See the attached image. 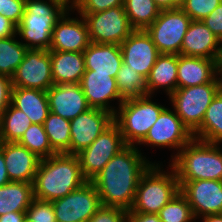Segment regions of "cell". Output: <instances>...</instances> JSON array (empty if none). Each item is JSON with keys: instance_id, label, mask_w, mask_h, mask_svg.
Segmentation results:
<instances>
[{"instance_id": "27", "label": "cell", "mask_w": 222, "mask_h": 222, "mask_svg": "<svg viewBox=\"0 0 222 222\" xmlns=\"http://www.w3.org/2000/svg\"><path fill=\"white\" fill-rule=\"evenodd\" d=\"M33 198V184L10 181L0 187V216L11 212H26Z\"/></svg>"}, {"instance_id": "45", "label": "cell", "mask_w": 222, "mask_h": 222, "mask_svg": "<svg viewBox=\"0 0 222 222\" xmlns=\"http://www.w3.org/2000/svg\"><path fill=\"white\" fill-rule=\"evenodd\" d=\"M26 212H11L0 216V222H26Z\"/></svg>"}, {"instance_id": "5", "label": "cell", "mask_w": 222, "mask_h": 222, "mask_svg": "<svg viewBox=\"0 0 222 222\" xmlns=\"http://www.w3.org/2000/svg\"><path fill=\"white\" fill-rule=\"evenodd\" d=\"M168 166L171 172H165L158 163H152L141 175L134 203L128 213L158 214L180 192L176 173Z\"/></svg>"}, {"instance_id": "26", "label": "cell", "mask_w": 222, "mask_h": 222, "mask_svg": "<svg viewBox=\"0 0 222 222\" xmlns=\"http://www.w3.org/2000/svg\"><path fill=\"white\" fill-rule=\"evenodd\" d=\"M178 55L160 54L146 78L148 95L164 89L170 96L177 89Z\"/></svg>"}, {"instance_id": "36", "label": "cell", "mask_w": 222, "mask_h": 222, "mask_svg": "<svg viewBox=\"0 0 222 222\" xmlns=\"http://www.w3.org/2000/svg\"><path fill=\"white\" fill-rule=\"evenodd\" d=\"M27 222H57L51 201L33 198L26 210Z\"/></svg>"}, {"instance_id": "32", "label": "cell", "mask_w": 222, "mask_h": 222, "mask_svg": "<svg viewBox=\"0 0 222 222\" xmlns=\"http://www.w3.org/2000/svg\"><path fill=\"white\" fill-rule=\"evenodd\" d=\"M123 6L134 29L145 30L161 12L154 0H123Z\"/></svg>"}, {"instance_id": "46", "label": "cell", "mask_w": 222, "mask_h": 222, "mask_svg": "<svg viewBox=\"0 0 222 222\" xmlns=\"http://www.w3.org/2000/svg\"><path fill=\"white\" fill-rule=\"evenodd\" d=\"M10 182L8 178L6 163L3 157V151L1 150V141H0V187L6 185Z\"/></svg>"}, {"instance_id": "13", "label": "cell", "mask_w": 222, "mask_h": 222, "mask_svg": "<svg viewBox=\"0 0 222 222\" xmlns=\"http://www.w3.org/2000/svg\"><path fill=\"white\" fill-rule=\"evenodd\" d=\"M193 138V134L176 115V112L165 108L138 145L168 147L179 152Z\"/></svg>"}, {"instance_id": "14", "label": "cell", "mask_w": 222, "mask_h": 222, "mask_svg": "<svg viewBox=\"0 0 222 222\" xmlns=\"http://www.w3.org/2000/svg\"><path fill=\"white\" fill-rule=\"evenodd\" d=\"M180 192L191 206L195 219L222 214V181H179Z\"/></svg>"}, {"instance_id": "44", "label": "cell", "mask_w": 222, "mask_h": 222, "mask_svg": "<svg viewBox=\"0 0 222 222\" xmlns=\"http://www.w3.org/2000/svg\"><path fill=\"white\" fill-rule=\"evenodd\" d=\"M127 222H161L158 214L128 213Z\"/></svg>"}, {"instance_id": "11", "label": "cell", "mask_w": 222, "mask_h": 222, "mask_svg": "<svg viewBox=\"0 0 222 222\" xmlns=\"http://www.w3.org/2000/svg\"><path fill=\"white\" fill-rule=\"evenodd\" d=\"M52 205L57 222H88L102 206L96 187L90 181L52 201Z\"/></svg>"}, {"instance_id": "51", "label": "cell", "mask_w": 222, "mask_h": 222, "mask_svg": "<svg viewBox=\"0 0 222 222\" xmlns=\"http://www.w3.org/2000/svg\"><path fill=\"white\" fill-rule=\"evenodd\" d=\"M218 62H219V65H222V43H221V55Z\"/></svg>"}, {"instance_id": "50", "label": "cell", "mask_w": 222, "mask_h": 222, "mask_svg": "<svg viewBox=\"0 0 222 222\" xmlns=\"http://www.w3.org/2000/svg\"><path fill=\"white\" fill-rule=\"evenodd\" d=\"M64 1L67 2L70 6H72L75 2V0H64Z\"/></svg>"}, {"instance_id": "29", "label": "cell", "mask_w": 222, "mask_h": 222, "mask_svg": "<svg viewBox=\"0 0 222 222\" xmlns=\"http://www.w3.org/2000/svg\"><path fill=\"white\" fill-rule=\"evenodd\" d=\"M31 124L23 111L10 104L0 117V141L18 142Z\"/></svg>"}, {"instance_id": "48", "label": "cell", "mask_w": 222, "mask_h": 222, "mask_svg": "<svg viewBox=\"0 0 222 222\" xmlns=\"http://www.w3.org/2000/svg\"><path fill=\"white\" fill-rule=\"evenodd\" d=\"M185 0H167V10L181 8Z\"/></svg>"}, {"instance_id": "52", "label": "cell", "mask_w": 222, "mask_h": 222, "mask_svg": "<svg viewBox=\"0 0 222 222\" xmlns=\"http://www.w3.org/2000/svg\"><path fill=\"white\" fill-rule=\"evenodd\" d=\"M220 78H221V89H222V71H220Z\"/></svg>"}, {"instance_id": "38", "label": "cell", "mask_w": 222, "mask_h": 222, "mask_svg": "<svg viewBox=\"0 0 222 222\" xmlns=\"http://www.w3.org/2000/svg\"><path fill=\"white\" fill-rule=\"evenodd\" d=\"M117 6H123V0H75L71 7L78 13H95Z\"/></svg>"}, {"instance_id": "42", "label": "cell", "mask_w": 222, "mask_h": 222, "mask_svg": "<svg viewBox=\"0 0 222 222\" xmlns=\"http://www.w3.org/2000/svg\"><path fill=\"white\" fill-rule=\"evenodd\" d=\"M12 88L11 78L0 74V117L11 104Z\"/></svg>"}, {"instance_id": "49", "label": "cell", "mask_w": 222, "mask_h": 222, "mask_svg": "<svg viewBox=\"0 0 222 222\" xmlns=\"http://www.w3.org/2000/svg\"><path fill=\"white\" fill-rule=\"evenodd\" d=\"M160 10H167V0H154Z\"/></svg>"}, {"instance_id": "39", "label": "cell", "mask_w": 222, "mask_h": 222, "mask_svg": "<svg viewBox=\"0 0 222 222\" xmlns=\"http://www.w3.org/2000/svg\"><path fill=\"white\" fill-rule=\"evenodd\" d=\"M127 216V210L102 205L88 222H127Z\"/></svg>"}, {"instance_id": "40", "label": "cell", "mask_w": 222, "mask_h": 222, "mask_svg": "<svg viewBox=\"0 0 222 222\" xmlns=\"http://www.w3.org/2000/svg\"><path fill=\"white\" fill-rule=\"evenodd\" d=\"M25 2L26 0H0V14L18 26L25 11Z\"/></svg>"}, {"instance_id": "35", "label": "cell", "mask_w": 222, "mask_h": 222, "mask_svg": "<svg viewBox=\"0 0 222 222\" xmlns=\"http://www.w3.org/2000/svg\"><path fill=\"white\" fill-rule=\"evenodd\" d=\"M161 222H196L191 206L179 192L158 213Z\"/></svg>"}, {"instance_id": "31", "label": "cell", "mask_w": 222, "mask_h": 222, "mask_svg": "<svg viewBox=\"0 0 222 222\" xmlns=\"http://www.w3.org/2000/svg\"><path fill=\"white\" fill-rule=\"evenodd\" d=\"M43 126L51 147L57 153L70 154V120L50 112Z\"/></svg>"}, {"instance_id": "43", "label": "cell", "mask_w": 222, "mask_h": 222, "mask_svg": "<svg viewBox=\"0 0 222 222\" xmlns=\"http://www.w3.org/2000/svg\"><path fill=\"white\" fill-rule=\"evenodd\" d=\"M17 26L0 14V38H7L16 35Z\"/></svg>"}, {"instance_id": "22", "label": "cell", "mask_w": 222, "mask_h": 222, "mask_svg": "<svg viewBox=\"0 0 222 222\" xmlns=\"http://www.w3.org/2000/svg\"><path fill=\"white\" fill-rule=\"evenodd\" d=\"M221 41L203 21H191L181 46V55L219 61Z\"/></svg>"}, {"instance_id": "10", "label": "cell", "mask_w": 222, "mask_h": 222, "mask_svg": "<svg viewBox=\"0 0 222 222\" xmlns=\"http://www.w3.org/2000/svg\"><path fill=\"white\" fill-rule=\"evenodd\" d=\"M126 146L121 131L113 122L89 147L76 154L83 176L91 181Z\"/></svg>"}, {"instance_id": "12", "label": "cell", "mask_w": 222, "mask_h": 222, "mask_svg": "<svg viewBox=\"0 0 222 222\" xmlns=\"http://www.w3.org/2000/svg\"><path fill=\"white\" fill-rule=\"evenodd\" d=\"M11 80L12 87L47 91L54 84L50 50L28 49Z\"/></svg>"}, {"instance_id": "6", "label": "cell", "mask_w": 222, "mask_h": 222, "mask_svg": "<svg viewBox=\"0 0 222 222\" xmlns=\"http://www.w3.org/2000/svg\"><path fill=\"white\" fill-rule=\"evenodd\" d=\"M150 98L152 96L148 95L123 101L113 115V122L118 126L127 145L138 146L166 108Z\"/></svg>"}, {"instance_id": "20", "label": "cell", "mask_w": 222, "mask_h": 222, "mask_svg": "<svg viewBox=\"0 0 222 222\" xmlns=\"http://www.w3.org/2000/svg\"><path fill=\"white\" fill-rule=\"evenodd\" d=\"M46 94L50 112L68 120L91 108L80 84H53Z\"/></svg>"}, {"instance_id": "4", "label": "cell", "mask_w": 222, "mask_h": 222, "mask_svg": "<svg viewBox=\"0 0 222 222\" xmlns=\"http://www.w3.org/2000/svg\"><path fill=\"white\" fill-rule=\"evenodd\" d=\"M70 7L64 0H26L16 35L28 49L49 50L53 28Z\"/></svg>"}, {"instance_id": "18", "label": "cell", "mask_w": 222, "mask_h": 222, "mask_svg": "<svg viewBox=\"0 0 222 222\" xmlns=\"http://www.w3.org/2000/svg\"><path fill=\"white\" fill-rule=\"evenodd\" d=\"M79 84L91 108L106 110L114 115L117 109L110 105V101L118 100L119 106L123 102L117 89L116 78L110 74L85 70Z\"/></svg>"}, {"instance_id": "3", "label": "cell", "mask_w": 222, "mask_h": 222, "mask_svg": "<svg viewBox=\"0 0 222 222\" xmlns=\"http://www.w3.org/2000/svg\"><path fill=\"white\" fill-rule=\"evenodd\" d=\"M221 144L208 143L193 138L175 155L171 164L178 181H222Z\"/></svg>"}, {"instance_id": "33", "label": "cell", "mask_w": 222, "mask_h": 222, "mask_svg": "<svg viewBox=\"0 0 222 222\" xmlns=\"http://www.w3.org/2000/svg\"><path fill=\"white\" fill-rule=\"evenodd\" d=\"M16 35L0 38V74L13 76L15 70L23 61L28 48L15 39Z\"/></svg>"}, {"instance_id": "17", "label": "cell", "mask_w": 222, "mask_h": 222, "mask_svg": "<svg viewBox=\"0 0 222 222\" xmlns=\"http://www.w3.org/2000/svg\"><path fill=\"white\" fill-rule=\"evenodd\" d=\"M68 8L57 20L51 35L49 50L83 52L90 44L89 33L84 18L69 17Z\"/></svg>"}, {"instance_id": "2", "label": "cell", "mask_w": 222, "mask_h": 222, "mask_svg": "<svg viewBox=\"0 0 222 222\" xmlns=\"http://www.w3.org/2000/svg\"><path fill=\"white\" fill-rule=\"evenodd\" d=\"M88 180L83 176L78 157L56 153L41 159L33 181L34 198L54 201L82 187Z\"/></svg>"}, {"instance_id": "47", "label": "cell", "mask_w": 222, "mask_h": 222, "mask_svg": "<svg viewBox=\"0 0 222 222\" xmlns=\"http://www.w3.org/2000/svg\"><path fill=\"white\" fill-rule=\"evenodd\" d=\"M203 222H222V214L206 215L201 217Z\"/></svg>"}, {"instance_id": "19", "label": "cell", "mask_w": 222, "mask_h": 222, "mask_svg": "<svg viewBox=\"0 0 222 222\" xmlns=\"http://www.w3.org/2000/svg\"><path fill=\"white\" fill-rule=\"evenodd\" d=\"M217 60L178 55L177 88L193 87L210 82H221Z\"/></svg>"}, {"instance_id": "16", "label": "cell", "mask_w": 222, "mask_h": 222, "mask_svg": "<svg viewBox=\"0 0 222 222\" xmlns=\"http://www.w3.org/2000/svg\"><path fill=\"white\" fill-rule=\"evenodd\" d=\"M123 63L139 74L148 77L160 55L150 35L143 29H135L121 44Z\"/></svg>"}, {"instance_id": "30", "label": "cell", "mask_w": 222, "mask_h": 222, "mask_svg": "<svg viewBox=\"0 0 222 222\" xmlns=\"http://www.w3.org/2000/svg\"><path fill=\"white\" fill-rule=\"evenodd\" d=\"M116 84L122 101L148 96L146 78L125 63L116 75Z\"/></svg>"}, {"instance_id": "23", "label": "cell", "mask_w": 222, "mask_h": 222, "mask_svg": "<svg viewBox=\"0 0 222 222\" xmlns=\"http://www.w3.org/2000/svg\"><path fill=\"white\" fill-rule=\"evenodd\" d=\"M83 54L85 58V70L110 74L114 78H116L123 63L120 45L90 42L89 46L83 51Z\"/></svg>"}, {"instance_id": "1", "label": "cell", "mask_w": 222, "mask_h": 222, "mask_svg": "<svg viewBox=\"0 0 222 222\" xmlns=\"http://www.w3.org/2000/svg\"><path fill=\"white\" fill-rule=\"evenodd\" d=\"M138 148L127 145L90 181L103 206L132 208L139 179L152 164Z\"/></svg>"}, {"instance_id": "21", "label": "cell", "mask_w": 222, "mask_h": 222, "mask_svg": "<svg viewBox=\"0 0 222 222\" xmlns=\"http://www.w3.org/2000/svg\"><path fill=\"white\" fill-rule=\"evenodd\" d=\"M1 150L10 181L33 184L41 158L18 142L1 141Z\"/></svg>"}, {"instance_id": "41", "label": "cell", "mask_w": 222, "mask_h": 222, "mask_svg": "<svg viewBox=\"0 0 222 222\" xmlns=\"http://www.w3.org/2000/svg\"><path fill=\"white\" fill-rule=\"evenodd\" d=\"M202 21L222 42V2Z\"/></svg>"}, {"instance_id": "9", "label": "cell", "mask_w": 222, "mask_h": 222, "mask_svg": "<svg viewBox=\"0 0 222 222\" xmlns=\"http://www.w3.org/2000/svg\"><path fill=\"white\" fill-rule=\"evenodd\" d=\"M191 21L181 8L161 10L156 20L145 30L160 54L179 55Z\"/></svg>"}, {"instance_id": "34", "label": "cell", "mask_w": 222, "mask_h": 222, "mask_svg": "<svg viewBox=\"0 0 222 222\" xmlns=\"http://www.w3.org/2000/svg\"><path fill=\"white\" fill-rule=\"evenodd\" d=\"M18 143L25 146L39 158H48L57 152L51 147L42 124H31Z\"/></svg>"}, {"instance_id": "15", "label": "cell", "mask_w": 222, "mask_h": 222, "mask_svg": "<svg viewBox=\"0 0 222 222\" xmlns=\"http://www.w3.org/2000/svg\"><path fill=\"white\" fill-rule=\"evenodd\" d=\"M113 123V114L106 110L90 108L70 120V154L76 155Z\"/></svg>"}, {"instance_id": "24", "label": "cell", "mask_w": 222, "mask_h": 222, "mask_svg": "<svg viewBox=\"0 0 222 222\" xmlns=\"http://www.w3.org/2000/svg\"><path fill=\"white\" fill-rule=\"evenodd\" d=\"M54 84H79L85 73L83 52L50 50Z\"/></svg>"}, {"instance_id": "28", "label": "cell", "mask_w": 222, "mask_h": 222, "mask_svg": "<svg viewBox=\"0 0 222 222\" xmlns=\"http://www.w3.org/2000/svg\"><path fill=\"white\" fill-rule=\"evenodd\" d=\"M195 139L222 143V89L207 108L201 126L193 133Z\"/></svg>"}, {"instance_id": "8", "label": "cell", "mask_w": 222, "mask_h": 222, "mask_svg": "<svg viewBox=\"0 0 222 222\" xmlns=\"http://www.w3.org/2000/svg\"><path fill=\"white\" fill-rule=\"evenodd\" d=\"M79 15L84 18L90 42L93 43L120 45L135 30L129 22L124 6Z\"/></svg>"}, {"instance_id": "25", "label": "cell", "mask_w": 222, "mask_h": 222, "mask_svg": "<svg viewBox=\"0 0 222 222\" xmlns=\"http://www.w3.org/2000/svg\"><path fill=\"white\" fill-rule=\"evenodd\" d=\"M11 104L23 111L32 124H44L50 113L46 91L32 88L13 87Z\"/></svg>"}, {"instance_id": "37", "label": "cell", "mask_w": 222, "mask_h": 222, "mask_svg": "<svg viewBox=\"0 0 222 222\" xmlns=\"http://www.w3.org/2000/svg\"><path fill=\"white\" fill-rule=\"evenodd\" d=\"M220 3L221 0H185L181 9L191 18V20L202 21Z\"/></svg>"}, {"instance_id": "7", "label": "cell", "mask_w": 222, "mask_h": 222, "mask_svg": "<svg viewBox=\"0 0 222 222\" xmlns=\"http://www.w3.org/2000/svg\"><path fill=\"white\" fill-rule=\"evenodd\" d=\"M221 90V82L177 88L170 96L173 110L193 134L202 124L205 112Z\"/></svg>"}]
</instances>
